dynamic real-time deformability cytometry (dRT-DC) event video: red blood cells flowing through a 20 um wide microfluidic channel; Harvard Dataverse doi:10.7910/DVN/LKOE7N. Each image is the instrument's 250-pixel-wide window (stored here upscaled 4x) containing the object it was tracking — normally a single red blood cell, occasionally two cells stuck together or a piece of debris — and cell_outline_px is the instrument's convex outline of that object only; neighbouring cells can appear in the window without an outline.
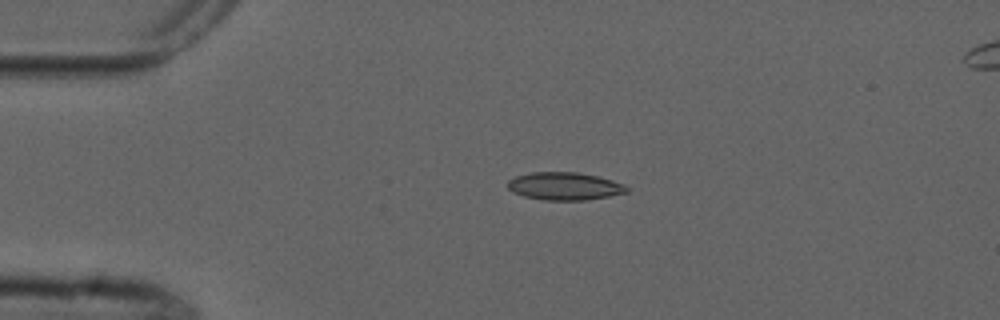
{"species": "common noctule bat (a hibernating species)", "species_latin": "Nyctalus noctula", "temperature_condition": "cold", "stored_images_in_passage": 2, "camera_frame_rate_fps": 3000, "um_per_image_px": 0.085, "animal": {"sex": "male", "forearm_length_mm": 52.5}, "frame": {"image": 1, "passage_image": 1, "time_ms": 0.0, "image_size_px": [1000, 320], "cell_outline_px": [[628, 192], [588, 200], [544, 200], [524, 196], [512, 192], [508, 188], [508, 180], [516, 176], [532, 172], [576, 172], [596, 176], [612, 180], [624, 184], [628, 188]], "centroid_in_image_um": [47.98, 15.83], "position_along_channel_um": 37.0, "area_um2": 19.19}}